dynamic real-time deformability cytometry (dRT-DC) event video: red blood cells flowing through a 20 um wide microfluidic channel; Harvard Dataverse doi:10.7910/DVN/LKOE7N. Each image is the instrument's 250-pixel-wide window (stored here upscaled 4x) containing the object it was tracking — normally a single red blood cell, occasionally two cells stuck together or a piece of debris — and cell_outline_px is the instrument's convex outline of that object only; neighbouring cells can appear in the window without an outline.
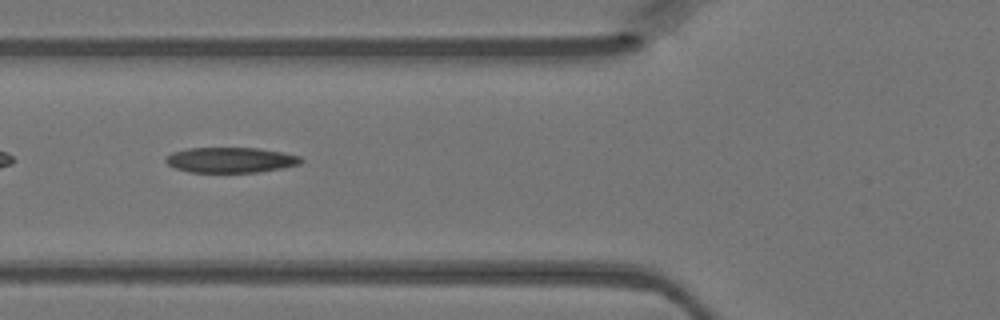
{"species": "Egyptian fruit bat (a non-hibernating species)", "species_latin": "Rousettus aegyptiacus", "temperature_condition": "warm", "stored_images_in_passage": 34, "segment_of_instrument_passage": [1, 2], "camera_frame_rate_fps": 3000, "um_per_image_px": 0.085, "animal": {"sex": "female"}, "frame": {"image": 1, "passage_image": 4, "time_ms": 1.0, "image_size_px": [1000, 320], "cell_outline_px": [[304, 160], [300, 164], [260, 172], [188, 172], [176, 168], [168, 164], [164, 160], [172, 152], [188, 148], [256, 148], [280, 152], [300, 156]], "centroid_in_image_um": [19.6, 13.6], "position_along_channel_um": 106.2, "area_um2": 19.83}}
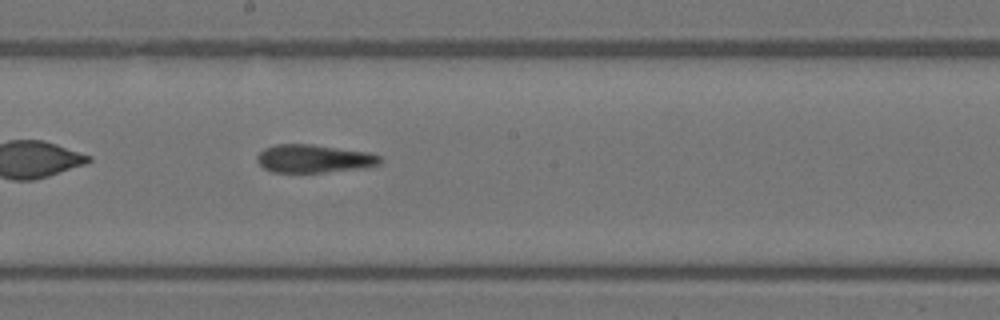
{"frame": {"image": 2, "passage_image": 12, "time_ms": 3.667, "image_size_px": [1000, 320], "cell_outline_px": [[384, 160], [380, 164], [368, 168], [324, 172], [272, 172], [264, 168], [256, 160], [256, 156], [264, 148], [276, 144], [312, 144], [368, 152], [380, 156]], "centroid_in_image_um": [26.72, 13.49], "position_along_channel_um": 221.5, "area_um2": 20.35}}
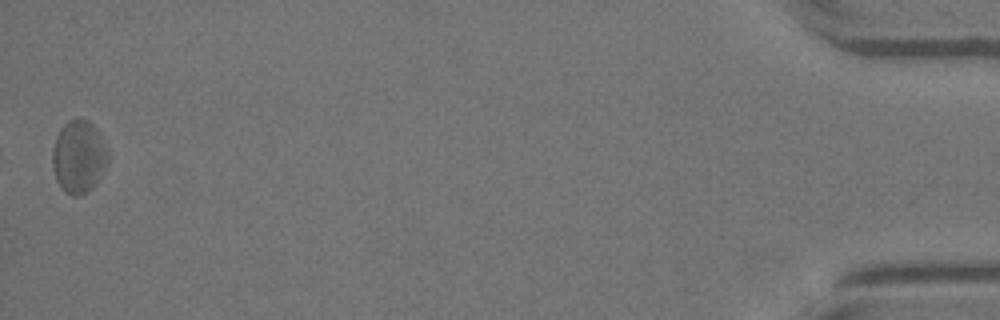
{"frame": {"image": 3, "passage_image": 33, "time_ms": 10.667, "image_size_px": [1000, 320], "cell_outline_px": [[108, 164], [92, 188], [88, 192], [80, 196], [72, 196], [64, 192], [60, 188], [56, 180], [52, 168], [52, 152], [56, 136], [60, 128], [68, 120], [88, 120], [96, 128], [108, 148]], "centroid_in_image_um": [6.68, 13.35], "position_along_channel_um": 428.5, "area_um2": 23.81}}